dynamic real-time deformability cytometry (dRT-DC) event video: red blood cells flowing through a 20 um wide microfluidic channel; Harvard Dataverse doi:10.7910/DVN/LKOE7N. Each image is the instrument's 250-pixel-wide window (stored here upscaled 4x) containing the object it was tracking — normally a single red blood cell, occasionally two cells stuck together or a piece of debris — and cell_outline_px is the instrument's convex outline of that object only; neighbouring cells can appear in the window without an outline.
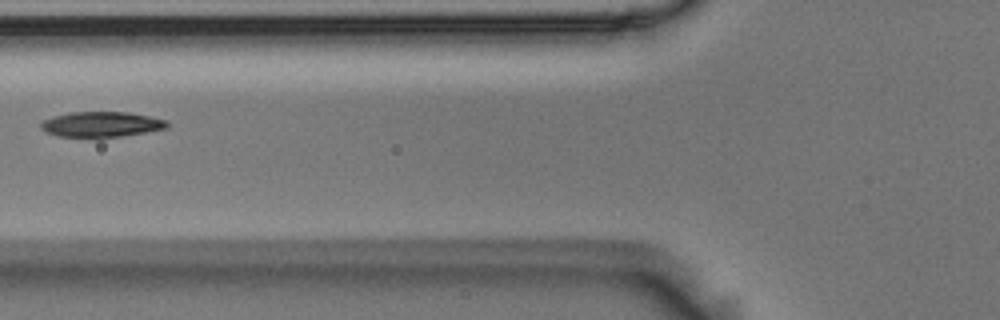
{"species": "Egyptian fruit bat (a non-hibernating species)", "species_latin": "Rousettus aegyptiacus", "temperature_condition": "room temperature", "stored_images_in_passage": 9, "camera_frame_rate_fps": 3000, "um_per_image_px": 0.085, "animal": {"sex": "male"}, "frame": {"image": 1, "passage_image": 6, "time_ms": 1.667, "image_size_px": [1000, 320], "cell_outline_px": [[168, 128], [148, 132], [120, 136], [56, 136], [40, 128], [40, 124], [44, 120], [52, 116], [68, 112], [128, 112], [168, 120]], "centroid_in_image_um": [8.63, 10.55], "position_along_channel_um": 117.2, "area_um2": 18.44}}
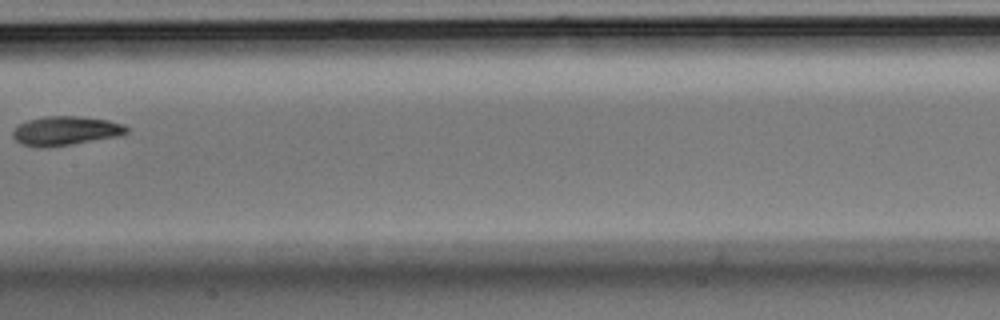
{"frame": {"image": 2, "passage_image": 8, "time_ms": 2.333, "image_size_px": [1000, 320], "cell_outline_px": [[128, 132], [116, 136], [44, 148], [40, 148], [20, 144], [12, 136], [12, 132], [20, 124], [28, 120], [44, 116], [80, 116], [108, 120], [124, 124], [128, 128]], "centroid_in_image_um": [5.54, 11.11], "position_along_channel_um": 201.9, "area_um2": 19.07}}
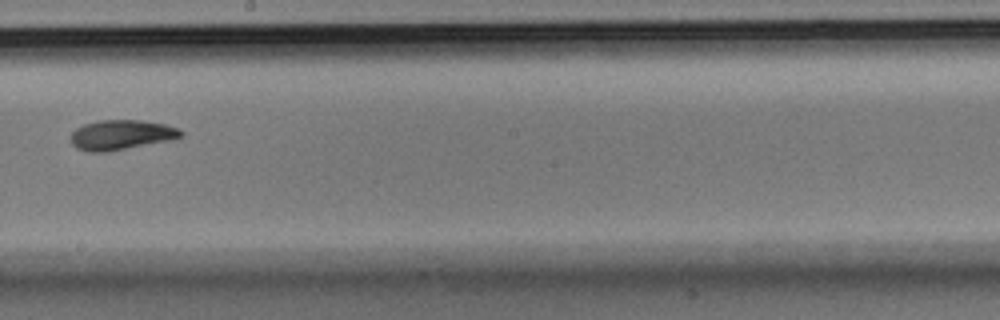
{"frame": {"image": 3, "passage_image": 9, "time_ms": 2.667, "image_size_px": [1000, 320], "cell_outline_px": [[184, 136], [172, 140], [108, 152], [88, 152], [76, 148], [72, 144], [68, 136], [76, 128], [84, 124], [100, 120], [140, 120], [164, 124], [180, 128], [184, 132]], "centroid_in_image_um": [10.31, 11.47], "position_along_channel_um": 237.9, "area_um2": 19.54}}